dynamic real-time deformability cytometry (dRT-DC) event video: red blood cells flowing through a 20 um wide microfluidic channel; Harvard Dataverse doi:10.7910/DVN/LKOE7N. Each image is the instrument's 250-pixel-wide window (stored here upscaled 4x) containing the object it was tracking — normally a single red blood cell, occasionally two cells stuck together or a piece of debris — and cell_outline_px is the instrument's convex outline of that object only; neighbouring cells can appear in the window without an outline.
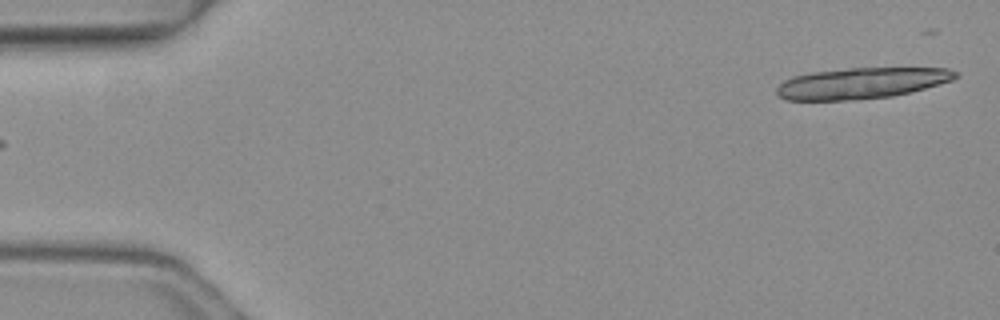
{"species": "common noctule bat (a hibernating species)", "species_latin": "Nyctalus noctula", "temperature_condition": "warm", "stored_images_in_passage": 6, "camera_frame_rate_fps": 3000, "um_per_image_px": 0.085, "animal": {"sex": "female", "body_mass_g": 19.3, "forearm_length_mm": 54.1}, "frame": {"image": 1, "passage_image": 1, "time_ms": 0.0, "image_size_px": [1000, 320], "cell_outline_px": [[960, 76], [952, 80], [924, 88], [892, 96], [844, 100], [788, 100], [780, 96], [776, 92], [776, 88], [784, 80], [792, 76], [812, 72], [848, 68], [948, 68], [960, 72]], "centroid_in_image_um": [73.23, 7.05], "position_along_channel_um": 11.8, "area_um2": 32.14}}
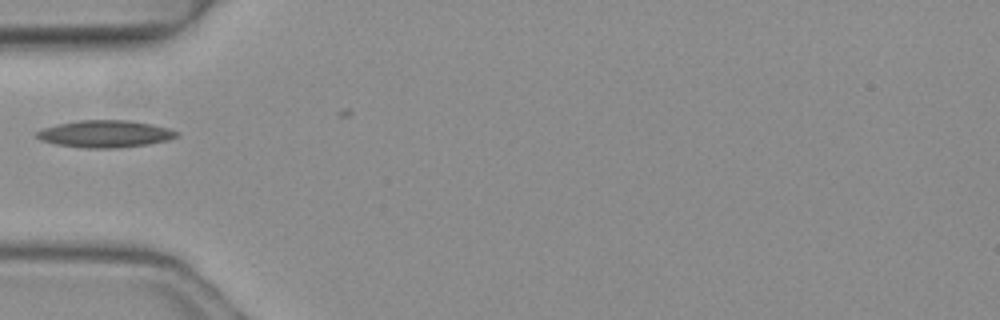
{"frame": {"image": 2, "passage_image": 5, "time_ms": 1.333, "image_size_px": [1000, 320], "cell_outline_px": [[180, 136], [168, 140], [148, 144], [116, 148], [84, 148], [56, 144], [40, 140], [36, 136], [36, 132], [44, 128], [56, 124], [80, 120], [132, 120], [152, 124], [168, 128], [180, 132]], "centroid_in_image_um": [8.97, 11.37], "position_along_channel_um": 76.0, "area_um2": 22.25}}
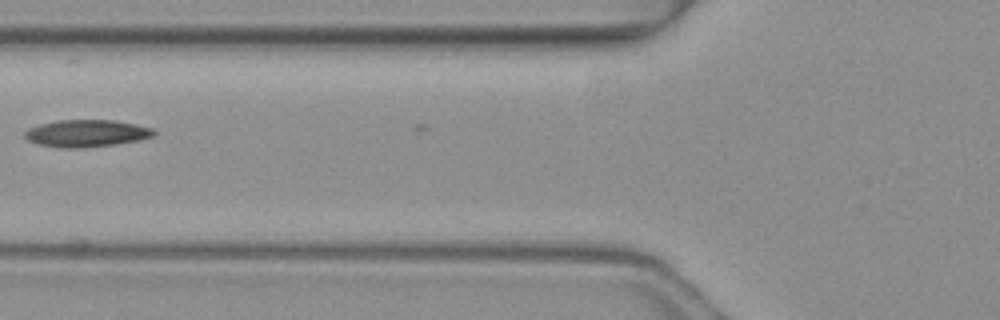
{"frame": {"image": 3, "passage_image": 6, "time_ms": 1.667, "image_size_px": [1000, 320], "cell_outline_px": [[156, 136], [140, 140], [116, 144], [80, 148], [64, 148], [36, 144], [28, 140], [24, 136], [24, 132], [28, 128], [40, 124], [56, 120], [116, 120], [136, 124], [152, 128], [156, 132]], "centroid_in_image_um": [7.37, 11.33], "position_along_channel_um": 118.4, "area_um2": 20.63}}